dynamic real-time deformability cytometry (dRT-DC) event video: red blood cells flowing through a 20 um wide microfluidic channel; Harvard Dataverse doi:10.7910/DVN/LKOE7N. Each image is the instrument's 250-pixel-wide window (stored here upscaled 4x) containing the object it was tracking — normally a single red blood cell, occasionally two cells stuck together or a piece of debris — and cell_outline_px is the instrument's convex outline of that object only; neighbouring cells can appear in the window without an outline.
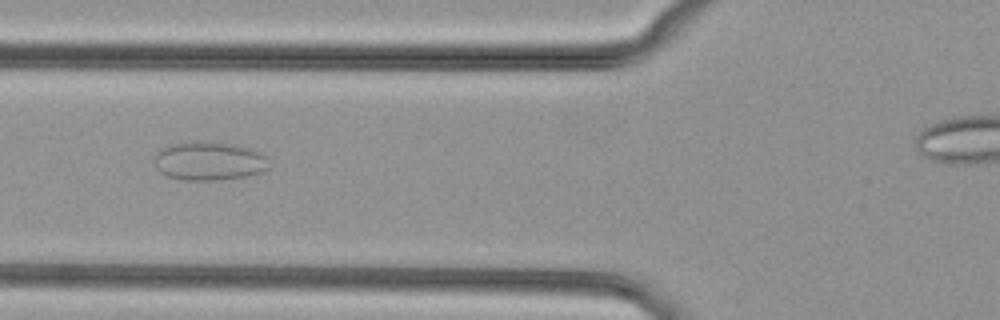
{"species": "common noctule bat (a hibernating species)", "species_latin": "Nyctalus noctula", "temperature_condition": "cold", "stored_images_in_passage": 36, "camera_frame_rate_fps": 3000, "um_per_image_px": 0.085, "animal": {"sex": "female", "body_mass_g": 29.2, "forearm_length_mm": 56.3}, "frame": {"image": 1, "passage_image": 11, "time_ms": 3.333, "image_size_px": [1000, 320], "cell_outline_px": [[272, 164], [268, 168], [260, 172], [248, 176], [220, 180], [184, 180], [168, 176], [160, 172], [156, 168], [156, 152], [160, 148], [172, 144], [228, 144], [248, 148], [260, 152], [268, 156]], "centroid_in_image_um": [17.83, 13.74], "position_along_channel_um": 108.0, "area_um2": 25.2}}
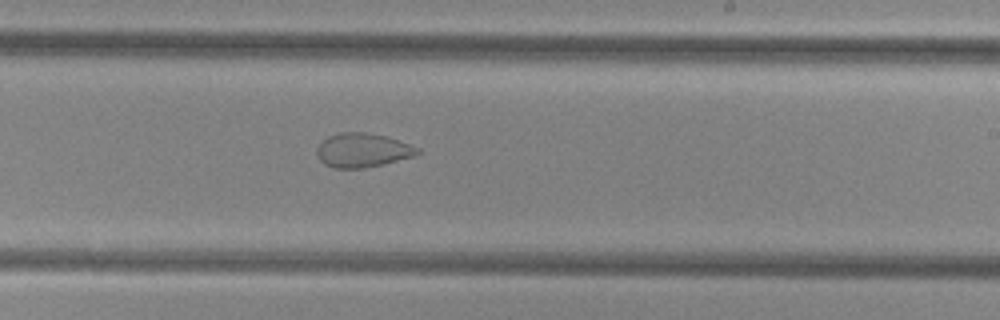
{"frame": {"image": 2, "passage_image": 22, "time_ms": 7.0, "image_size_px": [1000, 320], "cell_outline_px": [[420, 152], [416, 156], [384, 164], [364, 168], [332, 168], [324, 164], [320, 160], [316, 152], [316, 148], [328, 136], [340, 132], [364, 132], [384, 136], [420, 148]], "centroid_in_image_um": [30.81, 12.78], "position_along_channel_um": 258.2, "area_um2": 19.94}}
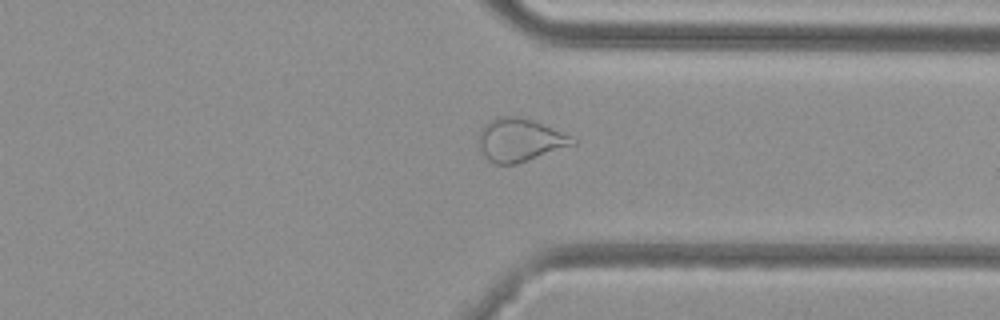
{"frame": {"image": 3, "passage_image": 30, "time_ms": 9.667, "image_size_px": [1000, 320], "cell_outline_px": [[576, 144], [516, 164], [496, 164], [488, 160], [484, 156], [480, 148], [480, 128], [488, 120], [496, 116], [516, 116], [532, 120], [560, 132], [576, 140]], "centroid_in_image_um": [44.13, 11.9], "position_along_channel_um": 367.3, "area_um2": 23.18}}